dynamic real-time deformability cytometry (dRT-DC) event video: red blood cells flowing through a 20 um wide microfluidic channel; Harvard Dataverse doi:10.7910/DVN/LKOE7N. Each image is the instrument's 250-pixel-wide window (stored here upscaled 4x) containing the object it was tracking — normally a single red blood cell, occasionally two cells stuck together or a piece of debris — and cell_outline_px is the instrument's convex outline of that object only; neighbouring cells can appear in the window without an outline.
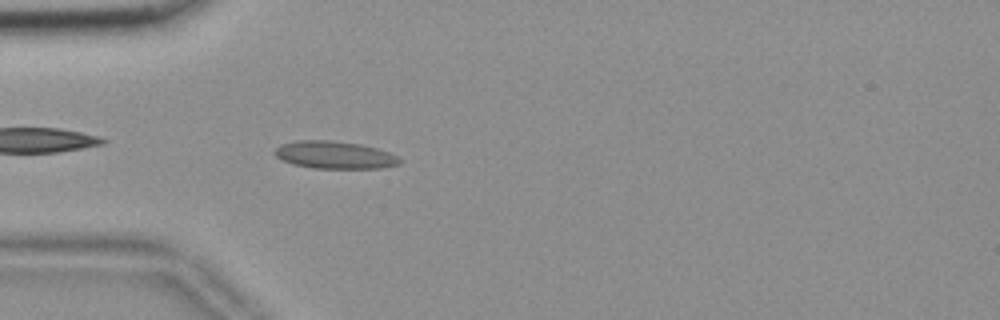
{"species": "common noctule bat (a hibernating species)", "species_latin": "Nyctalus noctula", "temperature_condition": "room temperature", "stored_images_in_passage": 42, "camera_frame_rate_fps": 3000, "um_per_image_px": 0.085, "animal": {"sex": "female", "body_mass_g": 18.4}, "frame": {"image": 1, "passage_image": 3, "time_ms": 0.667, "image_size_px": [1000, 320], "cell_outline_px": [[404, 160], [400, 164], [380, 168], [312, 168], [292, 164], [276, 156], [272, 152], [280, 144], [296, 140], [332, 140], [360, 144], [376, 148], [388, 152]], "centroid_in_image_um": [28.43, 13.16], "position_along_channel_um": 56.6, "area_um2": 20.11}}
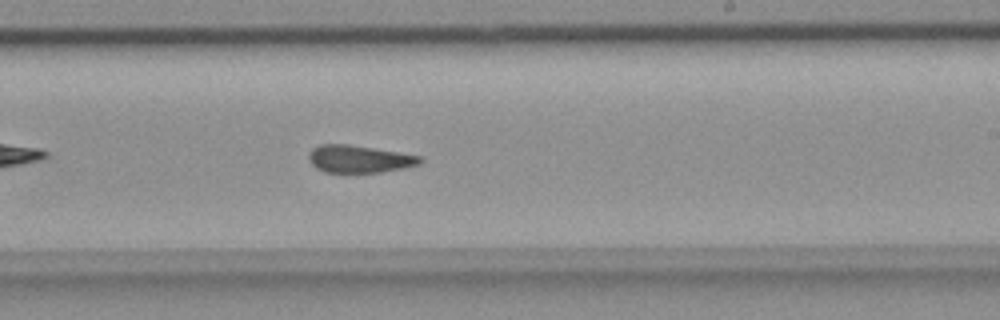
{"frame": {"image": 2, "passage_image": 20, "time_ms": 6.333, "image_size_px": [1000, 320], "cell_outline_px": [[424, 160], [420, 164], [404, 168], [380, 172], [324, 172], [316, 168], [308, 160], [308, 152], [312, 148], [320, 144], [348, 144], [400, 152], [420, 156]], "centroid_in_image_um": [30.52, 13.5], "position_along_channel_um": 258.5, "area_um2": 17.92}}
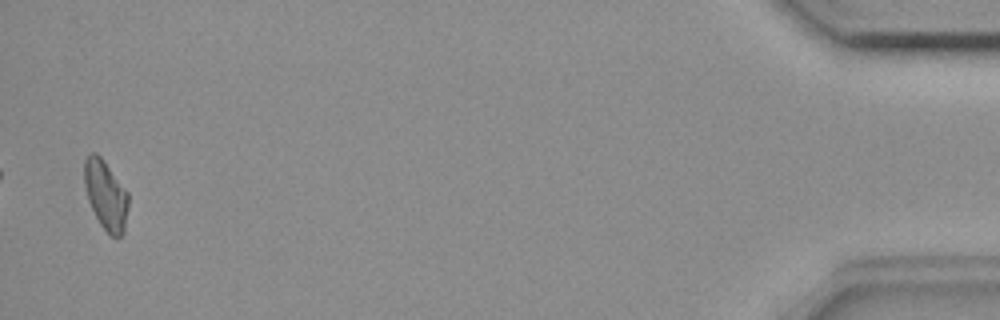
{"frame": {"image": 3, "passage_image": 41, "time_ms": 13.333, "image_size_px": [1000, 320], "cell_outline_px": [[128, 204], [124, 232], [116, 240], [100, 224], [88, 200], [84, 184], [84, 160], [92, 152], [96, 152], [104, 160], [128, 192]], "centroid_in_image_um": [8.99, 16.57], "position_along_channel_um": 426.2, "area_um2": 17.74}, "authors_computed_cell_mechanics": {"area_um2": 18.207, "velocity_mm_per_s": 3.6558, "shape_relaxation_time_tau1_ms": 9.5005, "shape_relaxation_time_tau2_ms": 3.1258, "deformation_change_tau1": 0.1553, "deformation_change_tau2": 0.1077}}